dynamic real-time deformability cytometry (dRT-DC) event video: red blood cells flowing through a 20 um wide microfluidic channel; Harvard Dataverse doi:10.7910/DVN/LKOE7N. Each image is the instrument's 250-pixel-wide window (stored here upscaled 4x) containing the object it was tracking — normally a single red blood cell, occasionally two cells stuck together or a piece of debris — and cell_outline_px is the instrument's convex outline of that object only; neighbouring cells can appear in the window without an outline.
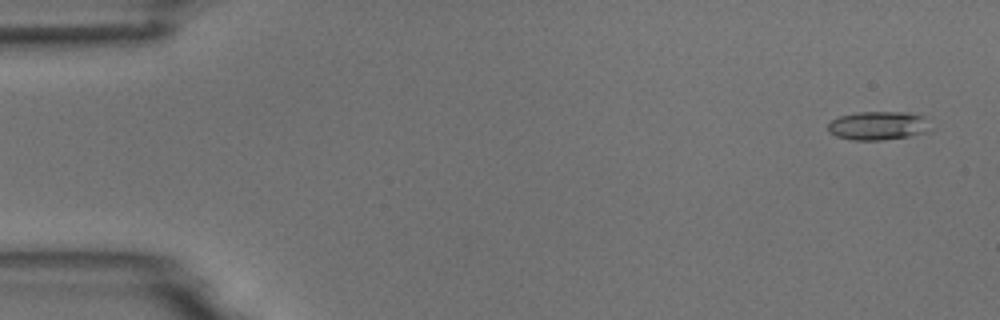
{"species": "common noctule bat (a hibernating species)", "species_latin": "Nyctalus noctula", "temperature_condition": "room temperature", "stored_images_in_passage": 4, "camera_frame_rate_fps": 3000, "um_per_image_px": 0.085, "animal": {"sex": "male", "body_mass_g": 18.8}, "frame": {"image": 1, "passage_image": 1, "time_ms": 0.0, "image_size_px": [1000, 320], "cell_outline_px": [[932, 128], [924, 132], [908, 136], [880, 140], [852, 140], [836, 136], [828, 132], [828, 124], [832, 120], [840, 116], [856, 112], [908, 112], [924, 116]], "centroid_in_image_um": [74.63, 10.67], "position_along_channel_um": 10.4, "area_um2": 17.11}}